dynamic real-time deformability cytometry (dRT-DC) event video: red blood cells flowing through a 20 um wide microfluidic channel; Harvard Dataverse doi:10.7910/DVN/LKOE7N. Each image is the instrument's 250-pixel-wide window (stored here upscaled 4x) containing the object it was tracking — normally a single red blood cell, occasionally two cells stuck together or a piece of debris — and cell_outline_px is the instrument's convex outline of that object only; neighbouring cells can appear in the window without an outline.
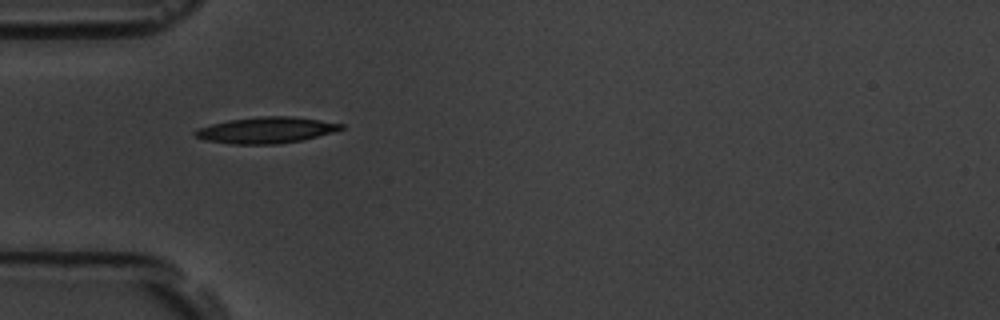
{"species": "common noctule bat (a hibernating species)", "species_latin": "Nyctalus noctula", "temperature_condition": "room temperature", "stored_images_in_passage": 2, "camera_frame_rate_fps": 3000, "um_per_image_px": 0.085, "animal": {"sex": "male", "body_mass_g": 19.5, "forearm_length_mm": 54.6}, "frame": {"image": 1, "passage_image": 1, "time_ms": 0.0, "image_size_px": [1000, 320], "cell_outline_px": [[344, 128], [332, 132], [300, 140], [276, 144], [232, 144], [204, 140], [196, 136], [192, 132], [196, 128], [228, 120], [260, 116], [288, 116], [320, 120], [344, 124]], "centroid_in_image_um": [22.57, 11.06], "position_along_channel_um": 62.4, "area_um2": 22.08}}
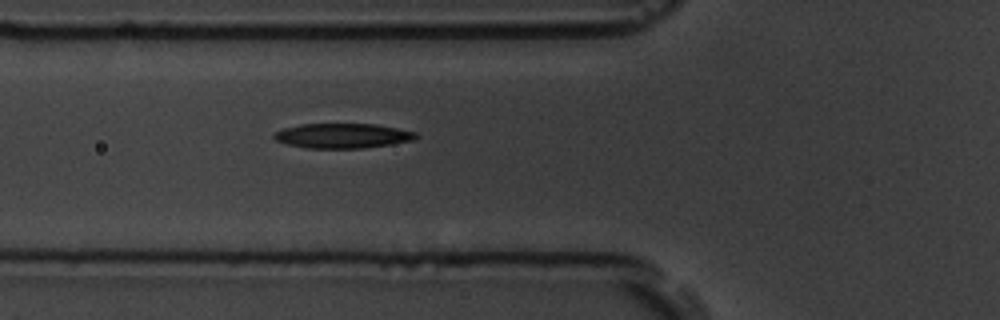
{"frame": {"image": 2, "passage_image": 2, "time_ms": 1.0, "image_size_px": [1000, 320], "cell_outline_px": [[420, 136], [416, 140], [392, 144], [364, 148], [308, 148], [288, 144], [276, 140], [272, 136], [276, 132], [284, 128], [300, 124], [376, 124], [416, 132]], "centroid_in_image_um": [29.17, 11.54], "position_along_channel_um": 96.6, "area_um2": 20.52}}